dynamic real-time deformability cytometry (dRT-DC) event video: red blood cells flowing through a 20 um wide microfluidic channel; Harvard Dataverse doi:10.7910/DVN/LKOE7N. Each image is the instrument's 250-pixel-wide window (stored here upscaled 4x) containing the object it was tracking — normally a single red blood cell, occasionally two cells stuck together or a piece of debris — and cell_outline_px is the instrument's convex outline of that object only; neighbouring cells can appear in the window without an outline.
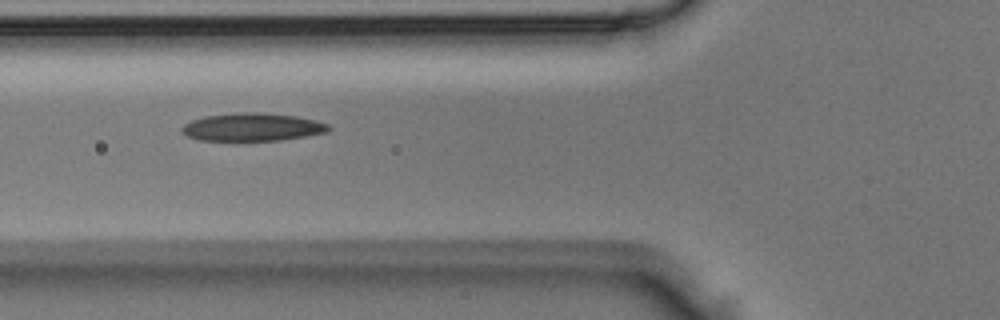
{"species": "Egyptian fruit bat (a non-hibernating species)", "species_latin": "Rousettus aegyptiacus", "temperature_condition": "room temperature", "stored_images_in_passage": 6, "camera_frame_rate_fps": 3000, "um_per_image_px": 0.085, "animal": {"sex": "male"}, "frame": {"image": 1, "passage_image": 4, "time_ms": 1.0, "image_size_px": [1000, 320], "cell_outline_px": [[332, 128], [328, 132], [280, 140], [200, 140], [188, 136], [180, 128], [184, 124], [192, 120], [204, 116], [240, 112], [256, 112], [296, 116], [316, 120], [328, 124]], "centroid_in_image_um": [21.47, 10.79], "position_along_channel_um": 104.3, "area_um2": 23.7}}
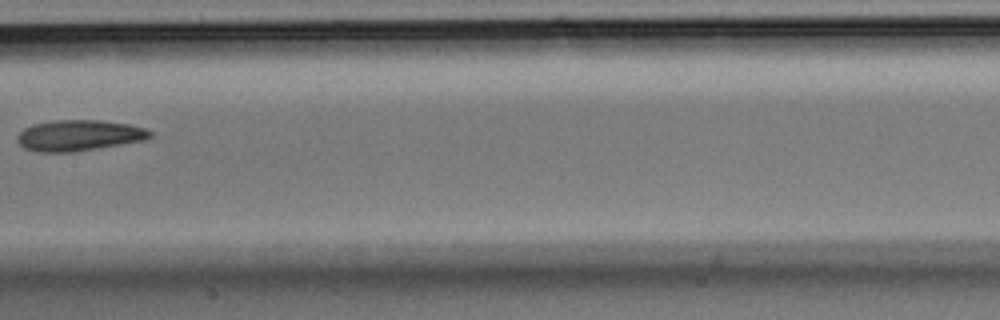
{"frame": {"image": 2, "passage_image": 6, "time_ms": 1.667, "image_size_px": [1000, 320], "cell_outline_px": [[152, 136], [144, 140], [76, 152], [40, 152], [24, 148], [16, 140], [16, 136], [24, 128], [32, 124], [52, 120], [100, 120], [128, 124], [144, 128], [152, 132]], "centroid_in_image_um": [6.68, 11.51], "position_along_channel_um": 200.7, "area_um2": 23.99}}